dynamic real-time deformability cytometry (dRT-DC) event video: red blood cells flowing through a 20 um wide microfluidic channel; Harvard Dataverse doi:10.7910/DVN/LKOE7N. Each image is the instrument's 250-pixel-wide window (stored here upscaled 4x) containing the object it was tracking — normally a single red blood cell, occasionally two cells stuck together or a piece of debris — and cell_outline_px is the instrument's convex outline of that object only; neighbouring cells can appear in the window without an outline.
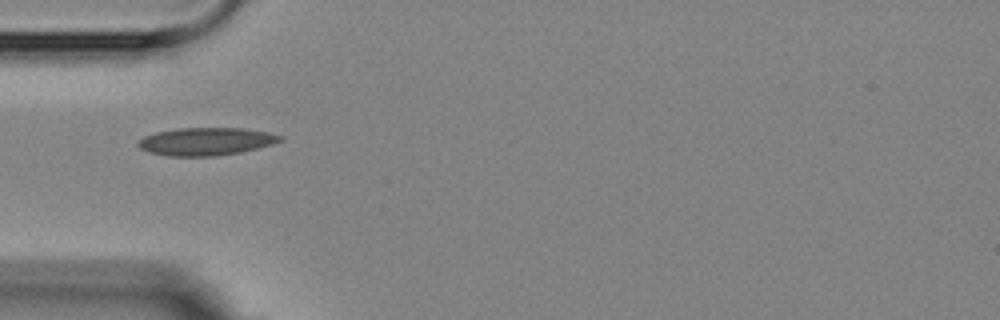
{"species": "Egyptian fruit bat (a non-hibernating species)", "species_latin": "Rousettus aegyptiacus", "temperature_condition": "room temperature", "stored_images_in_passage": 3, "camera_frame_rate_fps": 3000, "um_per_image_px": 0.085, "animal": {"sex": "female"}, "frame": {"image": 1, "passage_image": 1, "time_ms": 0.0, "image_size_px": [1000, 320], "cell_outline_px": [[284, 140], [272, 144], [240, 152], [216, 156], [168, 156], [148, 152], [140, 148], [136, 144], [136, 140], [144, 136], [156, 132], [176, 128], [244, 128], [268, 132], [284, 136]], "centroid_in_image_um": [17.49, 12.02], "position_along_channel_um": 67.5, "area_um2": 23.18}}
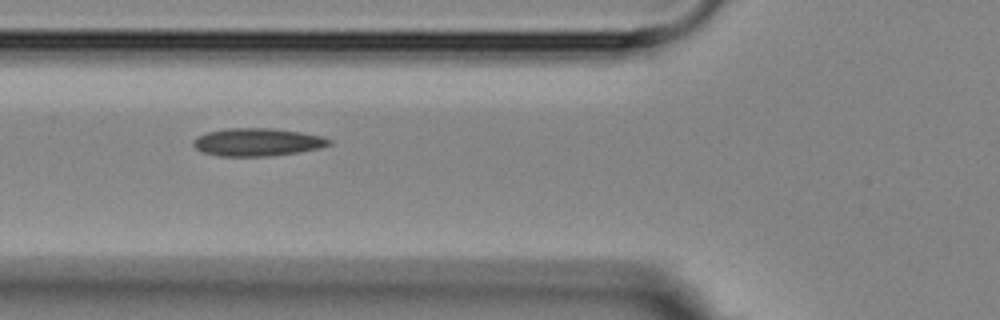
{"frame": {"image": 2, "passage_image": 2, "time_ms": 1.0, "image_size_px": [1000, 320], "cell_outline_px": [[332, 144], [320, 148], [272, 156], [220, 156], [200, 152], [192, 144], [196, 136], [208, 132], [224, 128], [272, 128], [300, 132], [324, 136], [332, 140]], "centroid_in_image_um": [21.87, 12.08], "position_along_channel_um": 103.9, "area_um2": 22.2}}
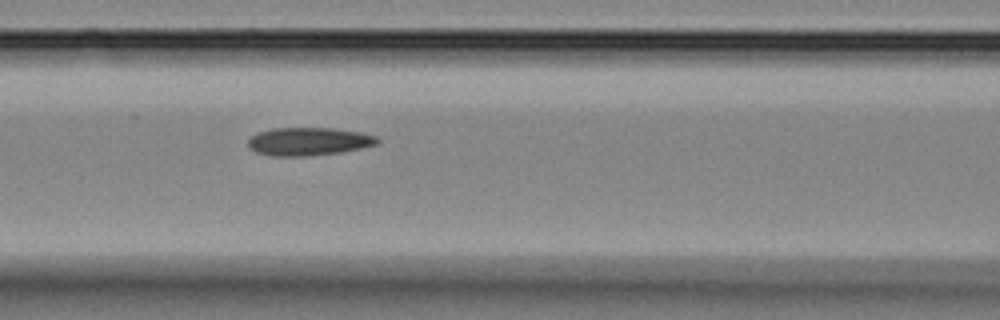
{"frame": {"image": 3, "passage_image": 3, "time_ms": 2.0, "image_size_px": [1000, 320], "cell_outline_px": [[380, 140], [376, 144], [360, 148], [340, 152], [308, 156], [272, 156], [256, 152], [248, 148], [248, 140], [252, 136], [260, 132], [272, 128], [332, 128], [360, 132], [376, 136]], "centroid_in_image_um": [26.21, 12.02], "position_along_channel_um": 140.4, "area_um2": 21.04}}